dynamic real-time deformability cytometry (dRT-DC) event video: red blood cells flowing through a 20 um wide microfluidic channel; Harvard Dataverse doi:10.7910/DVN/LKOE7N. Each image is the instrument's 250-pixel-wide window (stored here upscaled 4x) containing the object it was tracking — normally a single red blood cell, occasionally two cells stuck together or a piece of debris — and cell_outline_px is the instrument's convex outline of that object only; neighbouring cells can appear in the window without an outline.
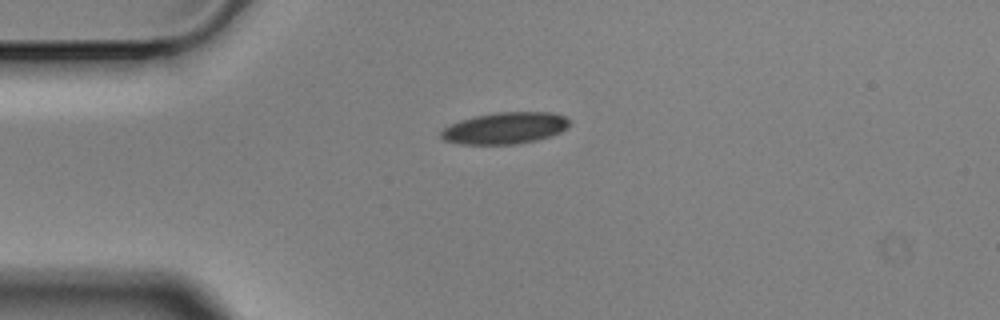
{"species": "Egyptian fruit bat (a non-hibernating species)", "species_latin": "Rousettus aegyptiacus", "temperature_condition": "cold", "stored_images_in_passage": 2, "camera_frame_rate_fps": 3000, "um_per_image_px": 0.085, "animal": {"sex": "male"}, "frame": {"image": 1, "passage_image": 1, "time_ms": 0.0, "image_size_px": [1000, 320], "cell_outline_px": [[572, 124], [568, 128], [560, 132], [536, 140], [516, 144], [460, 144], [444, 140], [440, 136], [440, 132], [444, 128], [460, 120], [476, 116], [496, 112], [552, 112], [564, 116], [572, 120]], "centroid_in_image_um": [42.97, 10.88], "position_along_channel_um": 42.0, "area_um2": 23.7}}